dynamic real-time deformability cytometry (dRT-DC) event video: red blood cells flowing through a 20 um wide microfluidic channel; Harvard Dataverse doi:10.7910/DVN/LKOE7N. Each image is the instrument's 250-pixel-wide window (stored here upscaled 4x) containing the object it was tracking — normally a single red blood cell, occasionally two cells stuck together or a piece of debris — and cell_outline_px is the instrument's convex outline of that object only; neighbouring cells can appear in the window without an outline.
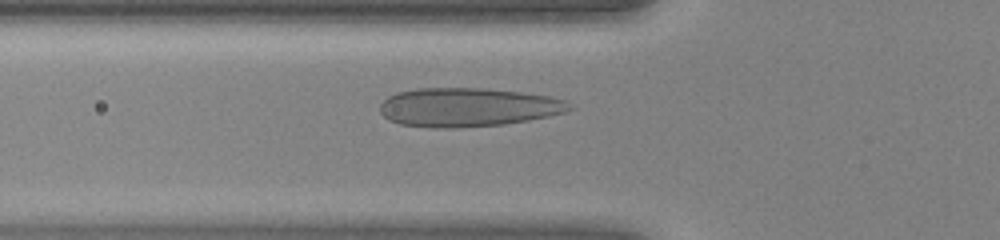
{"species": "human", "species_latin": "Homo sapiens", "temperature_condition": "warm", "stored_images_in_passage": 44, "camera_frame_rate_fps": 3000, "um_per_image_px": 0.085, "donor": {"sex": "female"}, "frame": {"image": 1, "passage_image": 15, "time_ms": 4.667, "image_size_px": [1000, 240], "cell_outline_px": [[572, 108], [564, 112], [548, 116], [528, 120], [504, 124], [456, 128], [432, 128], [400, 124], [388, 120], [380, 112], [380, 104], [388, 96], [400, 92], [416, 88], [484, 88], [520, 92], [548, 96], [564, 100]], "centroid_in_image_um": [39.71, 9.12], "position_along_channel_um": 86.1, "area_um2": 42.71}}
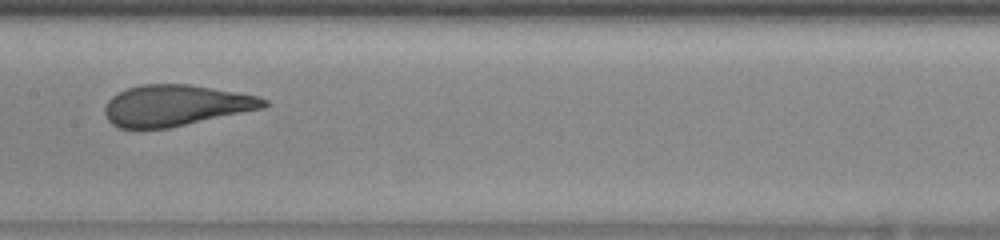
{"frame": {"image": 2, "passage_image": 22, "time_ms": 7.0, "image_size_px": [1000, 240], "cell_outline_px": [[268, 104], [264, 108], [168, 128], [120, 128], [112, 124], [108, 120], [104, 112], [104, 108], [108, 100], [112, 96], [128, 88], [140, 84], [188, 84], [212, 88], [256, 96], [268, 100]], "centroid_in_image_um": [14.9, 8.96], "position_along_channel_um": 192.5, "area_um2": 37.74}}
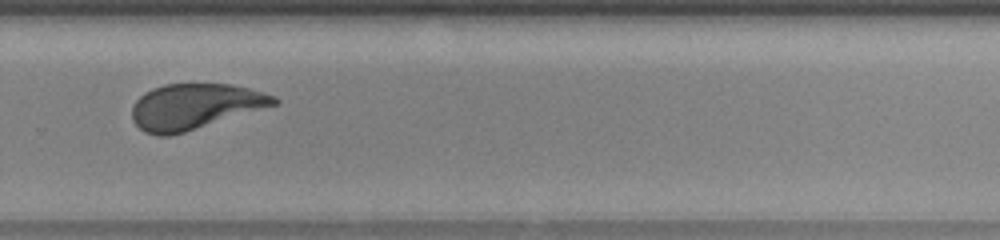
{"frame": {"image": 3, "passage_image": 30, "time_ms": 9.667, "image_size_px": [1000, 240], "cell_outline_px": [[280, 100], [276, 104], [184, 132], [168, 136], [156, 136], [144, 132], [132, 120], [132, 108], [136, 100], [144, 92], [152, 88], [164, 84], [232, 84], [264, 92], [276, 96]], "centroid_in_image_um": [16.52, 9.04], "position_along_channel_um": 313.3, "area_um2": 37.4}}